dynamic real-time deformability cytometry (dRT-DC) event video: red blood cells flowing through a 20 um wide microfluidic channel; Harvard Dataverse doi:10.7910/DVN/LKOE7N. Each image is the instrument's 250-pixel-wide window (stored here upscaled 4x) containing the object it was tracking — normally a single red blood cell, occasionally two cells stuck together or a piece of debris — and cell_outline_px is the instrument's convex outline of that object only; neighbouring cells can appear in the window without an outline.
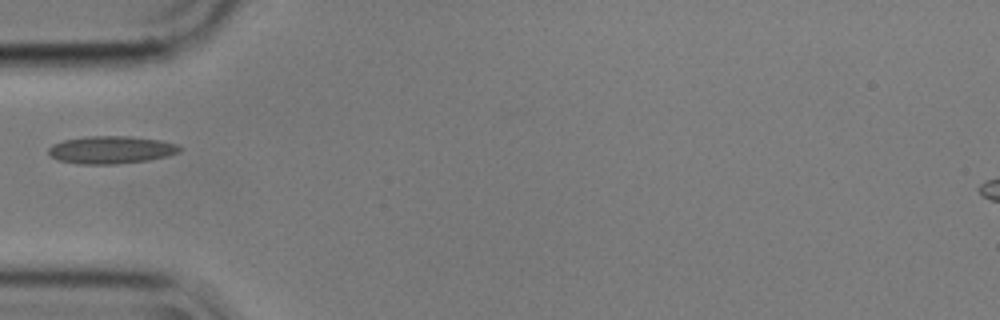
{"species": "common noctule bat (a hibernating species)", "species_latin": "Nyctalus noctula", "temperature_condition": "cold", "stored_images_in_passage": 5, "camera_frame_rate_fps": 3000, "um_per_image_px": 0.085, "animal": {"sex": "male", "body_mass_g": 17.9}, "frame": {"image": 1, "passage_image": 1, "time_ms": 0.0, "image_size_px": [1000, 320], "cell_outline_px": [[184, 148], [180, 152], [168, 156], [148, 160], [116, 164], [76, 164], [60, 160], [52, 156], [48, 152], [48, 148], [52, 144], [64, 140], [88, 136], [128, 136], [160, 140], [176, 144]], "centroid_in_image_um": [9.47, 12.73], "position_along_channel_um": 75.5, "area_um2": 21.15}}
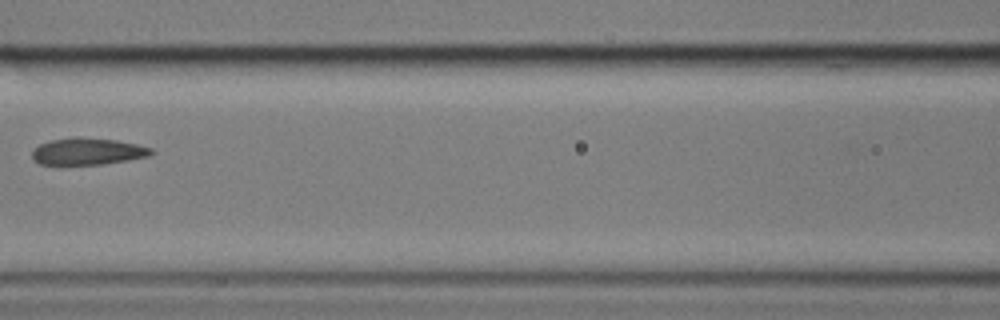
{"frame": {"image": 2, "passage_image": 3, "time_ms": 0.667, "image_size_px": [1000, 320], "cell_outline_px": [[156, 152], [148, 156], [128, 160], [100, 164], [40, 164], [32, 160], [32, 152], [40, 144], [52, 140], [76, 136], [116, 140], [136, 144], [152, 148]], "centroid_in_image_um": [7.46, 12.86], "position_along_channel_um": 159.1, "area_um2": 18.55}}
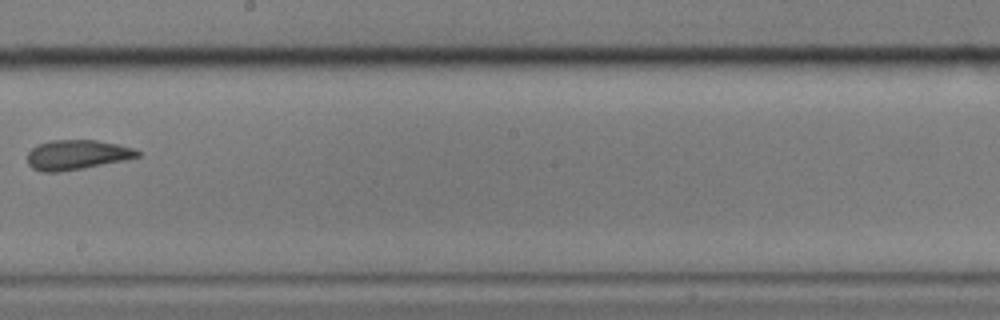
{"frame": {"image": 3, "passage_image": 5, "time_ms": 1.333, "image_size_px": [1000, 320], "cell_outline_px": [[140, 156], [128, 160], [84, 168], [60, 172], [40, 172], [32, 168], [28, 164], [28, 152], [32, 148], [40, 144], [52, 140], [96, 140], [136, 148], [140, 152]], "centroid_in_image_um": [6.57, 13.17], "position_along_channel_um": 241.6, "area_um2": 19.25}}